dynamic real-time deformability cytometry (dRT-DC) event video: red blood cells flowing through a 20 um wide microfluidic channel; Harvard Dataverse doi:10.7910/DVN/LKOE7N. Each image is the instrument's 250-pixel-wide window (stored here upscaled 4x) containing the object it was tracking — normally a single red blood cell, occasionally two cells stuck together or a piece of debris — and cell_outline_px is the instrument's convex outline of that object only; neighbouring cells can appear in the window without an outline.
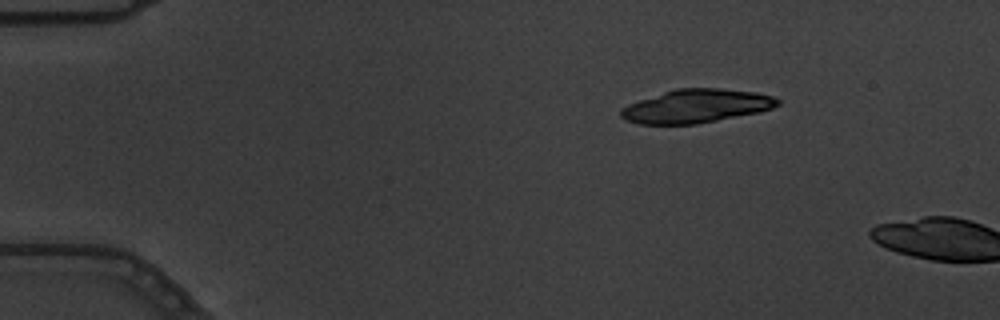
{"species": "common noctule bat (a hibernating species)", "species_latin": "Nyctalus noctula", "temperature_condition": "warm", "stored_images_in_passage": 2, "camera_frame_rate_fps": 3000, "um_per_image_px": 0.085, "animal": {"sex": "male", "body_mass_g": 19.5, "forearm_length_mm": 54.6}, "frame": {"image": 1, "passage_image": 1, "time_ms": 0.0, "image_size_px": [1000, 320], "cell_outline_px": [[780, 104], [772, 108], [760, 112], [696, 124], [640, 124], [628, 120], [620, 116], [620, 108], [628, 104], [676, 88], [720, 88], [756, 92], [772, 96], [780, 100]], "centroid_in_image_um": [59.2, 9.01], "position_along_channel_um": 25.8, "area_um2": 30.46}}